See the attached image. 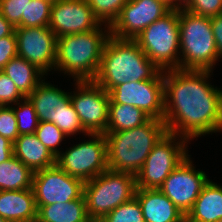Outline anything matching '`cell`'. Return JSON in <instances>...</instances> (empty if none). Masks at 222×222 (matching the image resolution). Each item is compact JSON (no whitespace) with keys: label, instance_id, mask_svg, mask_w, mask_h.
Wrapping results in <instances>:
<instances>
[{"label":"cell","instance_id":"obj_1","mask_svg":"<svg viewBox=\"0 0 222 222\" xmlns=\"http://www.w3.org/2000/svg\"><path fill=\"white\" fill-rule=\"evenodd\" d=\"M212 71H164L167 132L189 139L222 130V90L207 80Z\"/></svg>","mask_w":222,"mask_h":222},{"label":"cell","instance_id":"obj_2","mask_svg":"<svg viewBox=\"0 0 222 222\" xmlns=\"http://www.w3.org/2000/svg\"><path fill=\"white\" fill-rule=\"evenodd\" d=\"M160 72L134 39L110 36L93 81L109 92L126 82L154 79Z\"/></svg>","mask_w":222,"mask_h":222},{"label":"cell","instance_id":"obj_3","mask_svg":"<svg viewBox=\"0 0 222 222\" xmlns=\"http://www.w3.org/2000/svg\"><path fill=\"white\" fill-rule=\"evenodd\" d=\"M166 132L163 120L150 118L133 129L105 133L108 169L136 175Z\"/></svg>","mask_w":222,"mask_h":222},{"label":"cell","instance_id":"obj_4","mask_svg":"<svg viewBox=\"0 0 222 222\" xmlns=\"http://www.w3.org/2000/svg\"><path fill=\"white\" fill-rule=\"evenodd\" d=\"M102 25L88 32L58 37L54 69L68 73L74 81L93 80L99 70L105 44L111 36L110 26L105 25L104 30Z\"/></svg>","mask_w":222,"mask_h":222},{"label":"cell","instance_id":"obj_5","mask_svg":"<svg viewBox=\"0 0 222 222\" xmlns=\"http://www.w3.org/2000/svg\"><path fill=\"white\" fill-rule=\"evenodd\" d=\"M178 19L180 69L212 71L219 57L210 17L180 9Z\"/></svg>","mask_w":222,"mask_h":222},{"label":"cell","instance_id":"obj_6","mask_svg":"<svg viewBox=\"0 0 222 222\" xmlns=\"http://www.w3.org/2000/svg\"><path fill=\"white\" fill-rule=\"evenodd\" d=\"M137 190L135 175L105 170L84 182L83 195L90 219H103L119 205L132 200Z\"/></svg>","mask_w":222,"mask_h":222},{"label":"cell","instance_id":"obj_7","mask_svg":"<svg viewBox=\"0 0 222 222\" xmlns=\"http://www.w3.org/2000/svg\"><path fill=\"white\" fill-rule=\"evenodd\" d=\"M134 40L161 71L180 69L178 10H170L145 28Z\"/></svg>","mask_w":222,"mask_h":222},{"label":"cell","instance_id":"obj_8","mask_svg":"<svg viewBox=\"0 0 222 222\" xmlns=\"http://www.w3.org/2000/svg\"><path fill=\"white\" fill-rule=\"evenodd\" d=\"M187 142L184 137L166 132L135 175L137 189H159L169 174L188 156Z\"/></svg>","mask_w":222,"mask_h":222},{"label":"cell","instance_id":"obj_9","mask_svg":"<svg viewBox=\"0 0 222 222\" xmlns=\"http://www.w3.org/2000/svg\"><path fill=\"white\" fill-rule=\"evenodd\" d=\"M92 137L75 144L56 157V164L72 177L87 182L105 170L107 166V141L104 134H88Z\"/></svg>","mask_w":222,"mask_h":222},{"label":"cell","instance_id":"obj_10","mask_svg":"<svg viewBox=\"0 0 222 222\" xmlns=\"http://www.w3.org/2000/svg\"><path fill=\"white\" fill-rule=\"evenodd\" d=\"M78 89L70 101L88 134H105L109 114V92L93 80L76 81Z\"/></svg>","mask_w":222,"mask_h":222},{"label":"cell","instance_id":"obj_11","mask_svg":"<svg viewBox=\"0 0 222 222\" xmlns=\"http://www.w3.org/2000/svg\"><path fill=\"white\" fill-rule=\"evenodd\" d=\"M110 102L128 104L143 110L151 118L164 119V71L154 79L126 82L109 91Z\"/></svg>","mask_w":222,"mask_h":222},{"label":"cell","instance_id":"obj_12","mask_svg":"<svg viewBox=\"0 0 222 222\" xmlns=\"http://www.w3.org/2000/svg\"><path fill=\"white\" fill-rule=\"evenodd\" d=\"M84 182L70 176L57 164L34 172L32 190L37 206L65 203L83 195Z\"/></svg>","mask_w":222,"mask_h":222},{"label":"cell","instance_id":"obj_13","mask_svg":"<svg viewBox=\"0 0 222 222\" xmlns=\"http://www.w3.org/2000/svg\"><path fill=\"white\" fill-rule=\"evenodd\" d=\"M189 156L169 174L159 188L185 216L209 180L205 172L195 170Z\"/></svg>","mask_w":222,"mask_h":222},{"label":"cell","instance_id":"obj_14","mask_svg":"<svg viewBox=\"0 0 222 222\" xmlns=\"http://www.w3.org/2000/svg\"><path fill=\"white\" fill-rule=\"evenodd\" d=\"M17 53L44 74L53 70L57 37L49 27H16Z\"/></svg>","mask_w":222,"mask_h":222},{"label":"cell","instance_id":"obj_15","mask_svg":"<svg viewBox=\"0 0 222 222\" xmlns=\"http://www.w3.org/2000/svg\"><path fill=\"white\" fill-rule=\"evenodd\" d=\"M170 10L159 0H128L118 18L110 26L111 36L135 39L145 28Z\"/></svg>","mask_w":222,"mask_h":222},{"label":"cell","instance_id":"obj_16","mask_svg":"<svg viewBox=\"0 0 222 222\" xmlns=\"http://www.w3.org/2000/svg\"><path fill=\"white\" fill-rule=\"evenodd\" d=\"M100 25L86 0H58L52 4L49 28L57 38L95 30Z\"/></svg>","mask_w":222,"mask_h":222},{"label":"cell","instance_id":"obj_17","mask_svg":"<svg viewBox=\"0 0 222 222\" xmlns=\"http://www.w3.org/2000/svg\"><path fill=\"white\" fill-rule=\"evenodd\" d=\"M145 222H185V215L159 189H137Z\"/></svg>","mask_w":222,"mask_h":222},{"label":"cell","instance_id":"obj_18","mask_svg":"<svg viewBox=\"0 0 222 222\" xmlns=\"http://www.w3.org/2000/svg\"><path fill=\"white\" fill-rule=\"evenodd\" d=\"M37 209L32 188L0 191V216L7 222H36Z\"/></svg>","mask_w":222,"mask_h":222},{"label":"cell","instance_id":"obj_19","mask_svg":"<svg viewBox=\"0 0 222 222\" xmlns=\"http://www.w3.org/2000/svg\"><path fill=\"white\" fill-rule=\"evenodd\" d=\"M27 98L33 104L40 122L55 124L59 123L62 105L70 98V93L45 83L44 79Z\"/></svg>","mask_w":222,"mask_h":222},{"label":"cell","instance_id":"obj_20","mask_svg":"<svg viewBox=\"0 0 222 222\" xmlns=\"http://www.w3.org/2000/svg\"><path fill=\"white\" fill-rule=\"evenodd\" d=\"M13 153L33 172L56 165V157L35 134H21L13 143Z\"/></svg>","mask_w":222,"mask_h":222},{"label":"cell","instance_id":"obj_21","mask_svg":"<svg viewBox=\"0 0 222 222\" xmlns=\"http://www.w3.org/2000/svg\"><path fill=\"white\" fill-rule=\"evenodd\" d=\"M221 219L222 186L209 179L185 216V222H217Z\"/></svg>","mask_w":222,"mask_h":222},{"label":"cell","instance_id":"obj_22","mask_svg":"<svg viewBox=\"0 0 222 222\" xmlns=\"http://www.w3.org/2000/svg\"><path fill=\"white\" fill-rule=\"evenodd\" d=\"M37 208L36 222H86L89 219L84 195L73 201Z\"/></svg>","mask_w":222,"mask_h":222},{"label":"cell","instance_id":"obj_23","mask_svg":"<svg viewBox=\"0 0 222 222\" xmlns=\"http://www.w3.org/2000/svg\"><path fill=\"white\" fill-rule=\"evenodd\" d=\"M2 72L15 83L24 97H28L33 92L45 75L32 63L19 56L12 58L4 66Z\"/></svg>","mask_w":222,"mask_h":222},{"label":"cell","instance_id":"obj_24","mask_svg":"<svg viewBox=\"0 0 222 222\" xmlns=\"http://www.w3.org/2000/svg\"><path fill=\"white\" fill-rule=\"evenodd\" d=\"M151 117L140 108L119 103H109L106 133L133 129L146 123Z\"/></svg>","mask_w":222,"mask_h":222},{"label":"cell","instance_id":"obj_25","mask_svg":"<svg viewBox=\"0 0 222 222\" xmlns=\"http://www.w3.org/2000/svg\"><path fill=\"white\" fill-rule=\"evenodd\" d=\"M34 172L14 155L0 163V191L32 188Z\"/></svg>","mask_w":222,"mask_h":222},{"label":"cell","instance_id":"obj_26","mask_svg":"<svg viewBox=\"0 0 222 222\" xmlns=\"http://www.w3.org/2000/svg\"><path fill=\"white\" fill-rule=\"evenodd\" d=\"M16 105L17 107L12 108L17 120L19 135L35 134L40 121L37 117L33 104L27 97H25L24 100L17 102L15 106Z\"/></svg>","mask_w":222,"mask_h":222},{"label":"cell","instance_id":"obj_27","mask_svg":"<svg viewBox=\"0 0 222 222\" xmlns=\"http://www.w3.org/2000/svg\"><path fill=\"white\" fill-rule=\"evenodd\" d=\"M101 24L111 26L128 0H86Z\"/></svg>","mask_w":222,"mask_h":222},{"label":"cell","instance_id":"obj_28","mask_svg":"<svg viewBox=\"0 0 222 222\" xmlns=\"http://www.w3.org/2000/svg\"><path fill=\"white\" fill-rule=\"evenodd\" d=\"M52 2L27 0L26 27H49Z\"/></svg>","mask_w":222,"mask_h":222},{"label":"cell","instance_id":"obj_29","mask_svg":"<svg viewBox=\"0 0 222 222\" xmlns=\"http://www.w3.org/2000/svg\"><path fill=\"white\" fill-rule=\"evenodd\" d=\"M35 135L55 157L61 153L59 144L67 137L54 123L48 121L39 122Z\"/></svg>","mask_w":222,"mask_h":222},{"label":"cell","instance_id":"obj_30","mask_svg":"<svg viewBox=\"0 0 222 222\" xmlns=\"http://www.w3.org/2000/svg\"><path fill=\"white\" fill-rule=\"evenodd\" d=\"M102 220L104 222H145L141 206L135 197L119 205Z\"/></svg>","mask_w":222,"mask_h":222},{"label":"cell","instance_id":"obj_31","mask_svg":"<svg viewBox=\"0 0 222 222\" xmlns=\"http://www.w3.org/2000/svg\"><path fill=\"white\" fill-rule=\"evenodd\" d=\"M27 0H0V13L12 25L26 27Z\"/></svg>","mask_w":222,"mask_h":222},{"label":"cell","instance_id":"obj_32","mask_svg":"<svg viewBox=\"0 0 222 222\" xmlns=\"http://www.w3.org/2000/svg\"><path fill=\"white\" fill-rule=\"evenodd\" d=\"M55 125L67 136L77 134L79 132L88 133L83 129L78 114L73 108L70 98L62 105L60 114H59V123Z\"/></svg>","mask_w":222,"mask_h":222},{"label":"cell","instance_id":"obj_33","mask_svg":"<svg viewBox=\"0 0 222 222\" xmlns=\"http://www.w3.org/2000/svg\"><path fill=\"white\" fill-rule=\"evenodd\" d=\"M183 9L211 18L222 13V0H185Z\"/></svg>","mask_w":222,"mask_h":222},{"label":"cell","instance_id":"obj_34","mask_svg":"<svg viewBox=\"0 0 222 222\" xmlns=\"http://www.w3.org/2000/svg\"><path fill=\"white\" fill-rule=\"evenodd\" d=\"M12 105L0 106V135L14 143L20 136Z\"/></svg>","mask_w":222,"mask_h":222},{"label":"cell","instance_id":"obj_35","mask_svg":"<svg viewBox=\"0 0 222 222\" xmlns=\"http://www.w3.org/2000/svg\"><path fill=\"white\" fill-rule=\"evenodd\" d=\"M24 98L15 83L0 71V106H10L12 103L16 104L18 101L24 100Z\"/></svg>","mask_w":222,"mask_h":222},{"label":"cell","instance_id":"obj_36","mask_svg":"<svg viewBox=\"0 0 222 222\" xmlns=\"http://www.w3.org/2000/svg\"><path fill=\"white\" fill-rule=\"evenodd\" d=\"M17 53V39L15 31L6 37L0 38V71Z\"/></svg>","mask_w":222,"mask_h":222},{"label":"cell","instance_id":"obj_37","mask_svg":"<svg viewBox=\"0 0 222 222\" xmlns=\"http://www.w3.org/2000/svg\"><path fill=\"white\" fill-rule=\"evenodd\" d=\"M219 59L222 57V13L210 18Z\"/></svg>","mask_w":222,"mask_h":222},{"label":"cell","instance_id":"obj_38","mask_svg":"<svg viewBox=\"0 0 222 222\" xmlns=\"http://www.w3.org/2000/svg\"><path fill=\"white\" fill-rule=\"evenodd\" d=\"M13 155V143L0 135V163L9 160Z\"/></svg>","mask_w":222,"mask_h":222},{"label":"cell","instance_id":"obj_39","mask_svg":"<svg viewBox=\"0 0 222 222\" xmlns=\"http://www.w3.org/2000/svg\"><path fill=\"white\" fill-rule=\"evenodd\" d=\"M14 31V26H12L0 13V38L9 36Z\"/></svg>","mask_w":222,"mask_h":222},{"label":"cell","instance_id":"obj_40","mask_svg":"<svg viewBox=\"0 0 222 222\" xmlns=\"http://www.w3.org/2000/svg\"><path fill=\"white\" fill-rule=\"evenodd\" d=\"M162 1L171 10H180L184 8L185 0H159Z\"/></svg>","mask_w":222,"mask_h":222},{"label":"cell","instance_id":"obj_41","mask_svg":"<svg viewBox=\"0 0 222 222\" xmlns=\"http://www.w3.org/2000/svg\"><path fill=\"white\" fill-rule=\"evenodd\" d=\"M86 222H104L102 219H88Z\"/></svg>","mask_w":222,"mask_h":222},{"label":"cell","instance_id":"obj_42","mask_svg":"<svg viewBox=\"0 0 222 222\" xmlns=\"http://www.w3.org/2000/svg\"><path fill=\"white\" fill-rule=\"evenodd\" d=\"M0 222H7V221L0 216Z\"/></svg>","mask_w":222,"mask_h":222},{"label":"cell","instance_id":"obj_43","mask_svg":"<svg viewBox=\"0 0 222 222\" xmlns=\"http://www.w3.org/2000/svg\"><path fill=\"white\" fill-rule=\"evenodd\" d=\"M47 1L54 3V2H56L58 0H47Z\"/></svg>","mask_w":222,"mask_h":222}]
</instances>
